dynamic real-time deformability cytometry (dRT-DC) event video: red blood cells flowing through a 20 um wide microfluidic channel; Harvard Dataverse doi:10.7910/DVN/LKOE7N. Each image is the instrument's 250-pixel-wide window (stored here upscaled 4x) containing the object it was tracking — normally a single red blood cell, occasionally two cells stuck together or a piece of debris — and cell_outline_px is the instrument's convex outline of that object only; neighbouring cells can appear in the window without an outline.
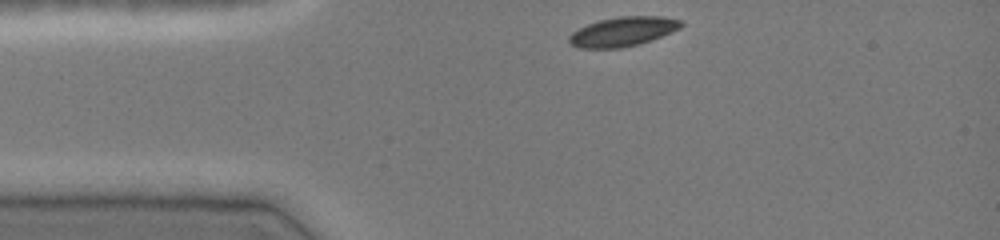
{"species": "common noctule bat (a hibernating species)", "species_latin": "Nyctalus noctula", "temperature_condition": "cold", "stored_images_in_passage": 33, "camera_frame_rate_fps": 3000, "um_per_image_px": 0.085, "animal": {"sex": "female", "body_mass_g": 19.0, "forearm_length_mm": 51.5}, "frame": {"image": 1, "passage_image": 1, "time_ms": 0.0, "image_size_px": [1000, 240], "cell_outline_px": [[684, 24], [680, 28], [672, 32], [652, 40], [640, 44], [620, 48], [580, 48], [568, 44], [568, 36], [572, 32], [588, 24], [600, 20], [620, 16], [664, 16], [680, 20]], "centroid_in_image_um": [52.95, 2.69], "position_along_channel_um": 32.1, "area_um2": 19.31}}
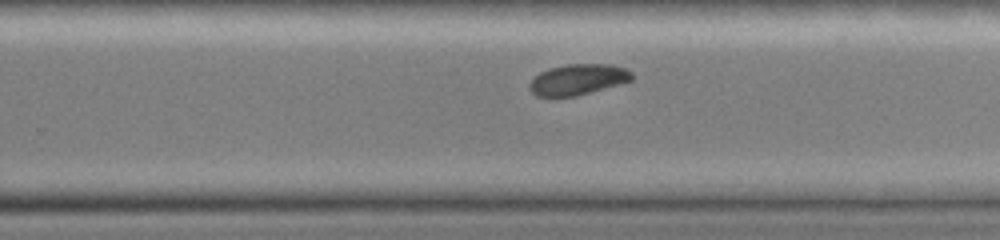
{"frame": {"image": 2, "passage_image": 22, "time_ms": 7.0, "image_size_px": [1000, 240], "cell_outline_px": [[632, 80], [576, 96], [536, 96], [528, 88], [528, 84], [540, 72], [548, 68], [564, 64], [612, 64], [624, 68], [632, 72]], "centroid_in_image_um": [49.09, 6.74], "position_along_channel_um": 280.7, "area_um2": 18.26}}
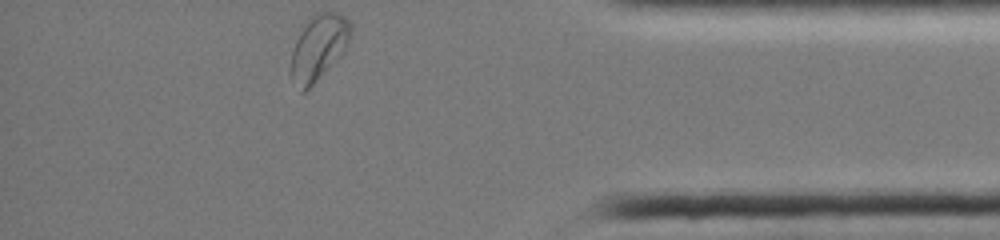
{"frame": {"image": 3, "passage_image": 33, "time_ms": 10.667, "image_size_px": [1000, 240], "cell_outline_px": [[352, 28], [348, 40], [344, 48], [316, 80], [304, 92], [300, 92], [288, 72], [288, 68], [292, 52], [296, 40], [308, 16], [312, 12], [336, 12], [344, 16], [352, 24]], "centroid_in_image_um": [27.01, 3.98], "position_along_channel_um": 408.2, "area_um2": 22.48}, "authors_computed_cell_mechanics": {"area_um2": 19.5942, "velocity_mm_per_s": 4.0002, "shape_relaxation_time_tau1_ms": 2.5064, "shape_relaxation_time_tau2_ms": null, "deformation_change_tau1": 0.0755, "deformation_change_tau2": null}}